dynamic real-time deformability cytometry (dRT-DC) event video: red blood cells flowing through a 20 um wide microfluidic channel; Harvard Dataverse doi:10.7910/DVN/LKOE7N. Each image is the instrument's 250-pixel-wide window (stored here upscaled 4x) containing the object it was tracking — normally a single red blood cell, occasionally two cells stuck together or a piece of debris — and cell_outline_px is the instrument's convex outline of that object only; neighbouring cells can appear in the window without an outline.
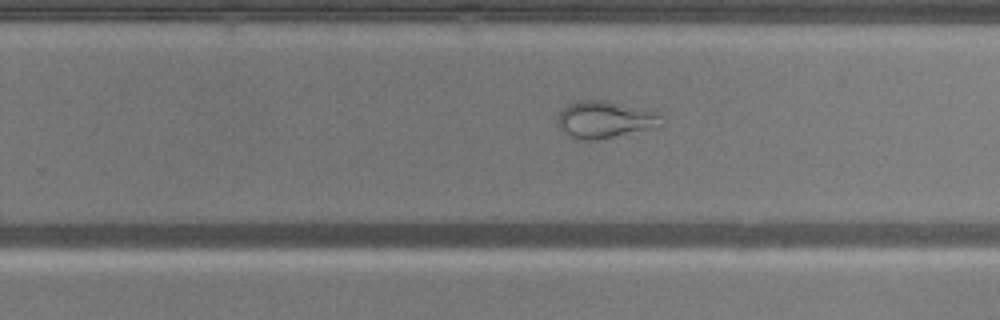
{"species": "common noctule bat (a hibernating species)", "species_latin": "Nyctalus noctula", "temperature_condition": "warm", "stored_images_in_passage": 48, "camera_frame_rate_fps": 3000, "um_per_image_px": 0.085, "animal": {"sex": "male", "body_mass_g": 20.5, "forearm_length_mm": 52.5}, "frame": {"image": 1, "passage_image": 31, "time_ms": 10.0, "image_size_px": [1000, 320], "cell_outline_px": [[660, 128], [596, 140], [580, 140], [568, 136], [556, 124], [556, 120], [560, 112], [568, 104], [576, 100], [604, 100], [648, 108], [660, 112]], "centroid_in_image_um": [51.45, 10.16], "position_along_channel_um": 278.3, "area_um2": 23.06}}
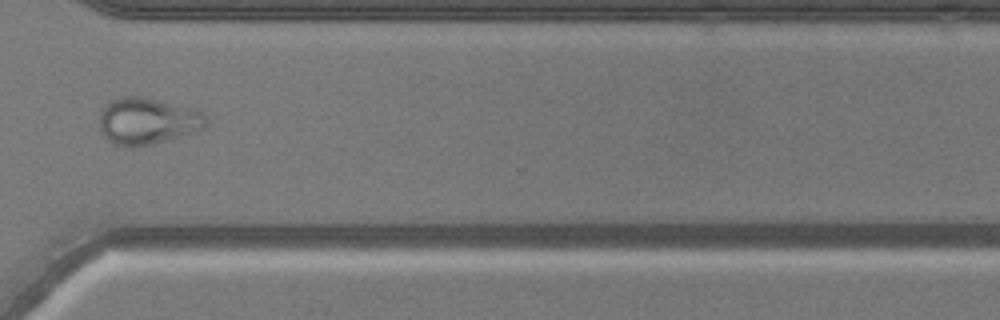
{"frame": {"image": 2, "passage_image": 37, "time_ms": 12.0, "image_size_px": [1000, 320], "cell_outline_px": [[208, 124], [204, 128], [148, 144], [116, 144], [108, 140], [104, 136], [100, 128], [100, 108], [108, 100], [124, 96], [144, 96], [196, 108], [204, 112], [208, 120]], "centroid_in_image_um": [12.54, 10.2], "position_along_channel_um": 358.1, "area_um2": 28.73}}
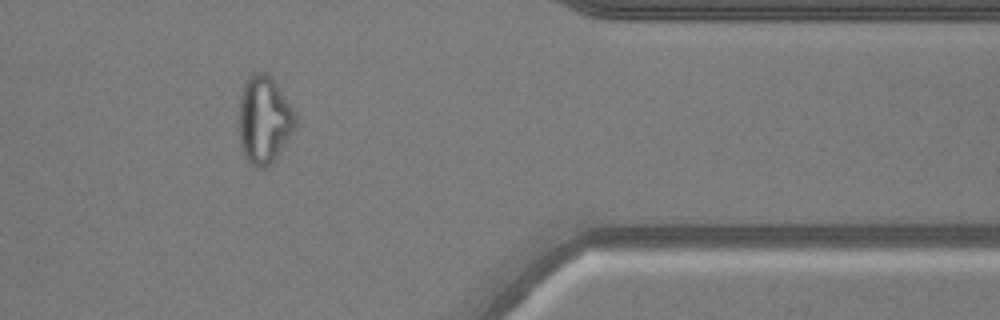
{"frame": {"image": 3, "passage_image": 41, "time_ms": 13.333, "image_size_px": [1000, 320], "cell_outline_px": [[296, 124], [292, 132], [276, 156], [264, 168], [256, 168], [244, 156], [240, 144], [240, 96], [244, 80], [252, 72], [268, 72], [292, 108], [296, 116]], "centroid_in_image_um": [22.42, 10.13], "position_along_channel_um": 389.0, "area_um2": 28.38}}